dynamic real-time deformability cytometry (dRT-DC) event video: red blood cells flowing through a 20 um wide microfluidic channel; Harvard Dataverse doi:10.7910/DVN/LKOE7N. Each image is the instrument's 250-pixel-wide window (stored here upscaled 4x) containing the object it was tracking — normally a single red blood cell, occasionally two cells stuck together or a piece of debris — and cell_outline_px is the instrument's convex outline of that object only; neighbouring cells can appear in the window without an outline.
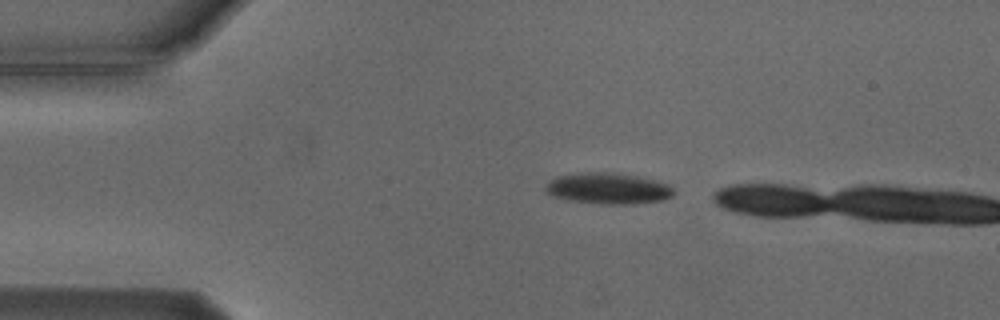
{"species": "Egyptian fruit bat (a non-hibernating species)", "species_latin": "Rousettus aegyptiacus", "temperature_condition": "cold", "stored_images_in_passage": 6, "camera_frame_rate_fps": 3000, "um_per_image_px": 0.085, "animal": {"sex": "male"}, "frame": {"image": 1, "passage_image": 1, "time_ms": 0.0, "image_size_px": [1000, 320], "cell_outline_px": [[676, 192], [672, 196], [660, 200], [636, 204], [604, 204], [572, 200], [552, 196], [544, 188], [556, 176], [584, 172], [604, 172], [636, 176], [656, 180], [668, 184]], "centroid_in_image_um": [51.72, 16.02], "position_along_channel_um": 33.3, "area_um2": 22.95}}
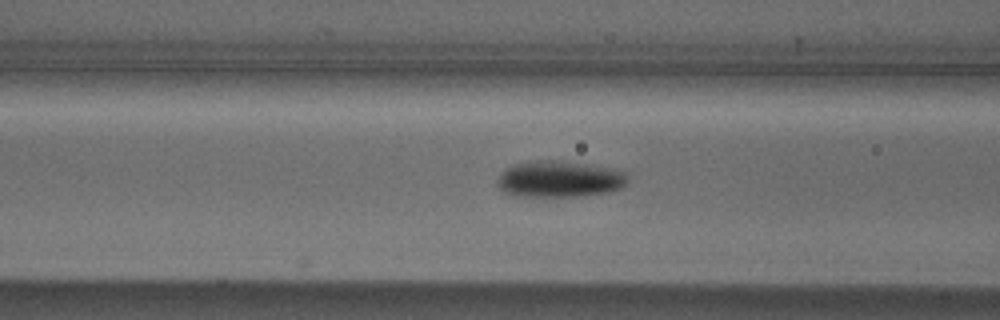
{"frame": {"image": 2, "passage_image": 5, "time_ms": 5.0, "image_size_px": [1000, 320], "cell_outline_px": [[628, 180], [620, 188], [608, 192], [580, 196], [516, 196], [504, 192], [500, 188], [496, 180], [512, 164], [536, 160], [552, 160], [584, 164], [612, 168], [624, 172], [628, 176]], "centroid_in_image_um": [47.55, 15.22], "position_along_channel_um": 119.1, "area_um2": 27.34}}